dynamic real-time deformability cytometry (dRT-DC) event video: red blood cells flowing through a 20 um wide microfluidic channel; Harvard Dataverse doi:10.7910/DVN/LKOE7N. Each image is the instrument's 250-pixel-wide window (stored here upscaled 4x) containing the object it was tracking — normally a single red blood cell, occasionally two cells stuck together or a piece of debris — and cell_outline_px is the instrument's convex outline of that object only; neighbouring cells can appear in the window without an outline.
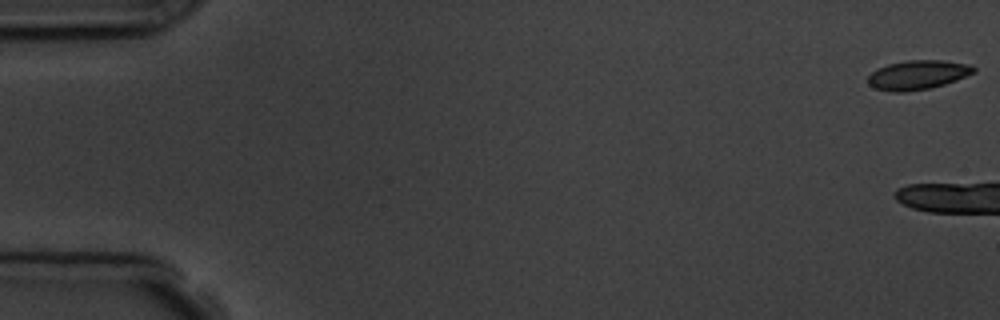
{"species": "common noctule bat (a hibernating species)", "species_latin": "Nyctalus noctula", "temperature_condition": "room temperature", "stored_images_in_passage": 3, "camera_frame_rate_fps": 3000, "um_per_image_px": 0.085, "animal": {"sex": "male", "body_mass_g": 19.5, "forearm_length_mm": 54.6}, "frame": {"image": 1, "passage_image": 1, "time_ms": 0.0, "image_size_px": [1000, 320], "cell_outline_px": [[976, 72], [956, 80], [944, 84], [928, 88], [904, 92], [892, 92], [876, 88], [868, 84], [868, 76], [876, 68], [888, 64], [908, 60], [944, 60], [972, 64], [976, 68]], "centroid_in_image_um": [78.03, 6.35], "position_along_channel_um": 7.0, "area_um2": 18.09}}